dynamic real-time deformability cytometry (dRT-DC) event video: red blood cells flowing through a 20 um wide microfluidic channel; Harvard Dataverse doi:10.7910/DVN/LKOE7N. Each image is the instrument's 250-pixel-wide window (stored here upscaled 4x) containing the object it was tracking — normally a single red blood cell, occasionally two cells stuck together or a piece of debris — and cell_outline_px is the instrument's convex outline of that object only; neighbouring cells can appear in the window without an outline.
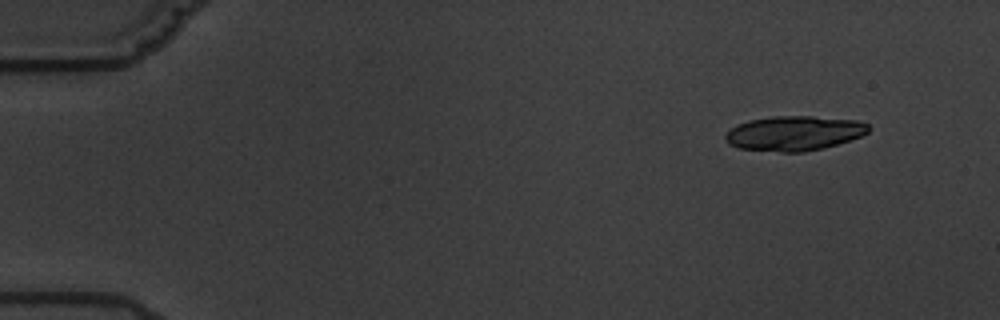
{"species": "common noctule bat (a hibernating species)", "species_latin": "Nyctalus noctula", "temperature_condition": "warm", "stored_images_in_passage": 6, "camera_frame_rate_fps": 3000, "um_per_image_px": 0.085, "animal": {"sex": "male", "body_mass_g": 19.5, "forearm_length_mm": 54.6}, "frame": {"image": 1, "passage_image": 2, "time_ms": 1.0, "image_size_px": [1000, 320], "cell_outline_px": [[872, 128], [868, 132], [860, 136], [824, 148], [804, 152], [780, 152], [736, 148], [728, 144], [724, 136], [736, 124], [748, 120], [772, 116], [812, 116], [856, 120], [868, 124]], "centroid_in_image_um": [67.48, 11.32], "position_along_channel_um": 17.5, "area_um2": 29.07}}